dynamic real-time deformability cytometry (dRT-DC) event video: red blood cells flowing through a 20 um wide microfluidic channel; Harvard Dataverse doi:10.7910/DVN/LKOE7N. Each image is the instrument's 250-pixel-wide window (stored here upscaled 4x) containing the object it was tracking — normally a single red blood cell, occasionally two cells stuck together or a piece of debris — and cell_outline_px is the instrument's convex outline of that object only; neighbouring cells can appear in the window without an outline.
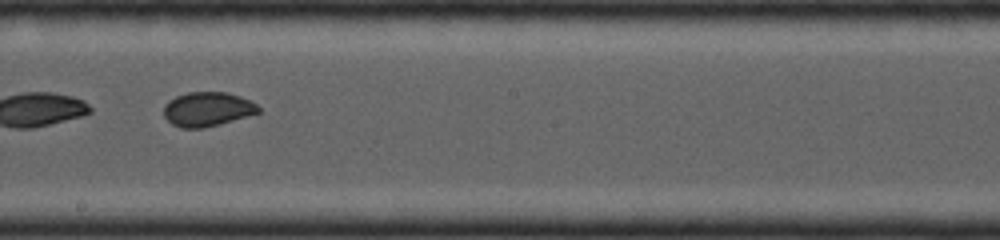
{"species": "common noctule bat (a hibernating species)", "species_latin": "Nyctalus noctula", "temperature_condition": "cold", "stored_images_in_passage": 23, "camera_frame_rate_fps": 4000, "um_per_image_px": 0.085, "animal": {"sex": "female", "body_mass_g": 19.0, "forearm_length_mm": 53.3}, "frame": {"image": 1, "passage_image": 10, "time_ms": 3.25, "image_size_px": [1000, 240], "cell_outline_px": [[260, 112], [220, 124], [200, 128], [180, 128], [172, 124], [164, 116], [164, 108], [168, 100], [176, 96], [188, 92], [224, 92], [240, 96], [256, 104], [260, 108]], "centroid_in_image_um": [17.61, 9.28], "position_along_channel_um": 230.6, "area_um2": 18.79}}
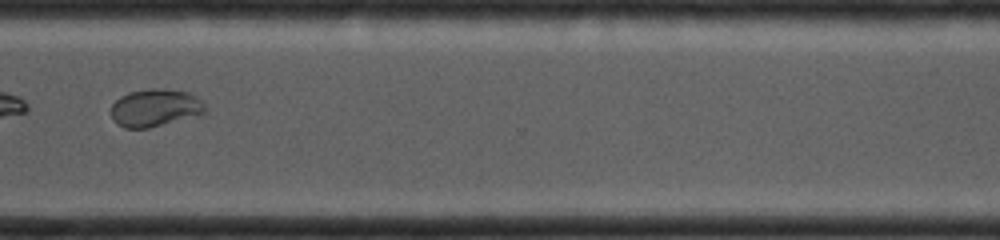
{"frame": {"image": 2, "passage_image": 17, "time_ms": 5.75, "image_size_px": [1000, 240], "cell_outline_px": [[204, 112], [148, 128], [124, 128], [116, 124], [112, 120], [112, 104], [120, 96], [132, 92], [152, 88], [156, 88], [184, 92], [200, 100], [204, 104]], "centroid_in_image_um": [13.08, 9.17], "position_along_channel_um": 357.5, "area_um2": 19.83}}